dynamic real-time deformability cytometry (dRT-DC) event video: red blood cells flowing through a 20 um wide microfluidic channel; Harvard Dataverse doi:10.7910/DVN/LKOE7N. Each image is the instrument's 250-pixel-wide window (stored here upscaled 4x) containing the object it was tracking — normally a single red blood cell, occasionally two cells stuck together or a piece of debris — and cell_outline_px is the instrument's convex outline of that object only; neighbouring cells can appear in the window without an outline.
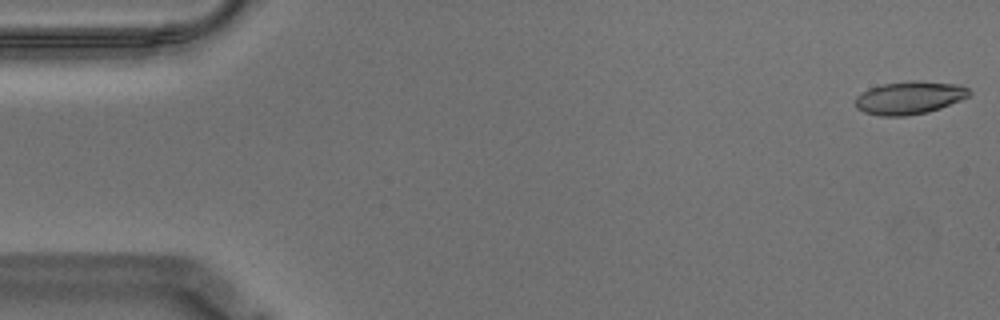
{"species": "Egyptian fruit bat (a non-hibernating species)", "species_latin": "Rousettus aegyptiacus", "temperature_condition": "warm", "stored_images_in_passage": 56, "camera_frame_rate_fps": 3000, "um_per_image_px": 0.085, "animal": {"sex": "male"}, "frame": {"image": 1, "passage_image": 1, "time_ms": 0.0, "image_size_px": [1000, 320], "cell_outline_px": [[972, 92], [968, 96], [960, 100], [940, 108], [928, 112], [904, 116], [880, 116], [864, 112], [856, 108], [856, 96], [868, 88], [884, 84], [908, 80], [920, 80], [960, 84], [968, 88]], "centroid_in_image_um": [77.31, 8.29], "position_along_channel_um": 7.7, "area_um2": 22.02}}
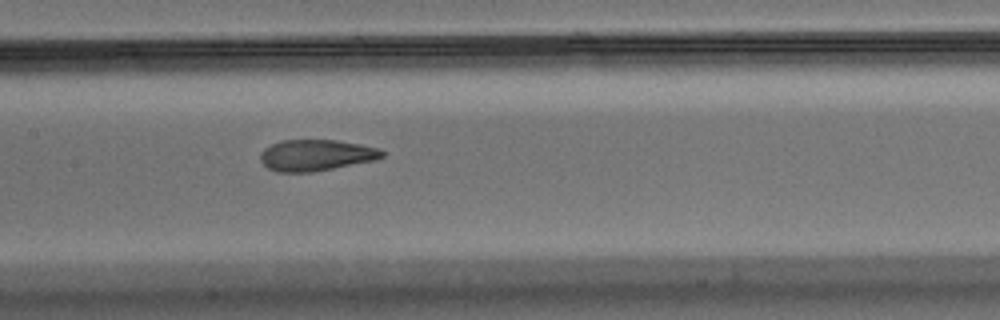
{"frame": {"image": 2, "passage_image": 27, "time_ms": 8.667, "image_size_px": [1000, 320], "cell_outline_px": [[384, 156], [376, 160], [312, 172], [276, 172], [268, 168], [260, 160], [260, 152], [264, 148], [280, 140], [336, 140], [360, 144], [380, 148], [384, 152]], "centroid_in_image_um": [26.86, 13.19], "position_along_channel_um": 180.5, "area_um2": 22.25}}
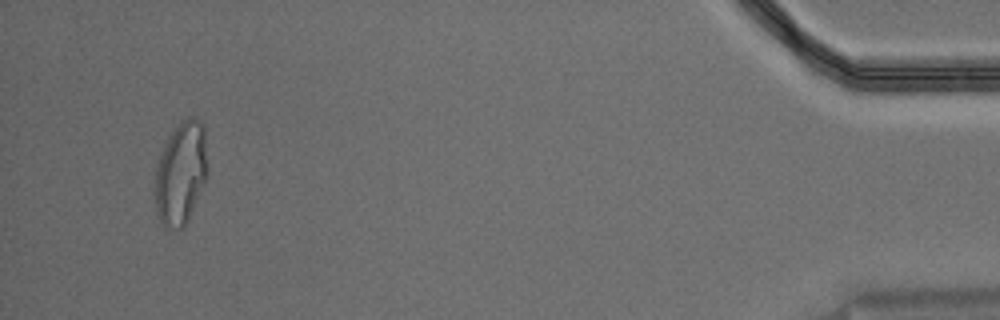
{"frame": {"image": 3, "passage_image": 54, "time_ms": 17.667, "image_size_px": [1000, 320], "cell_outline_px": [[208, 176], [188, 220], [184, 228], [164, 228], [160, 224], [156, 212], [152, 196], [152, 192], [156, 164], [160, 152], [172, 128], [180, 120], [196, 116], [204, 124], [208, 168]], "centroid_in_image_um": [15.34, 14.72], "position_along_channel_um": 419.9, "area_um2": 32.95}, "authors_computed_cell_mechanics": {"area_um2": 22.7154, "velocity_mm_per_s": 3.5263, "shape_relaxation_time_tau1_ms": 8.9269, "shape_relaxation_time_tau2_ms": 1.2696, "deformation_change_tau1": 0.2535, "deformation_change_tau2": 0.0768}}